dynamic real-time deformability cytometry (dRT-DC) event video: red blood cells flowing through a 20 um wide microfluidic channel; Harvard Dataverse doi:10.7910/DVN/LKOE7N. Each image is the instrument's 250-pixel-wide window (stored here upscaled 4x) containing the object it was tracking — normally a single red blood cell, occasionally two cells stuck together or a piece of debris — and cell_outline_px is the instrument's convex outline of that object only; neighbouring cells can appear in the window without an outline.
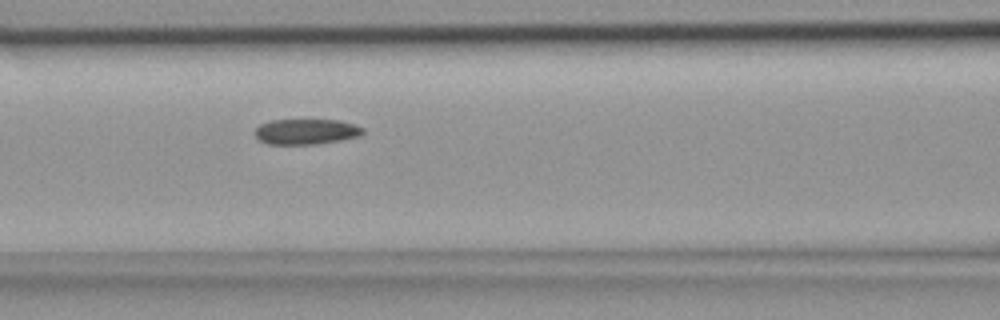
{"species": "common noctule bat (a hibernating species)", "species_latin": "Nyctalus noctula", "temperature_condition": "room temperature", "stored_images_in_passage": 23, "camera_frame_rate_fps": 3000, "um_per_image_px": 0.085, "animal": {"sex": "female", "body_mass_g": 18.4}, "frame": {"image": 1, "passage_image": 6, "time_ms": 1.667, "image_size_px": [1000, 320], "cell_outline_px": [[364, 132], [360, 136], [340, 140], [316, 144], [268, 144], [256, 140], [256, 128], [260, 124], [272, 120], [340, 120], [356, 124], [364, 128]], "centroid_in_image_um": [26.04, 11.19], "position_along_channel_um": 140.6, "area_um2": 16.13}}
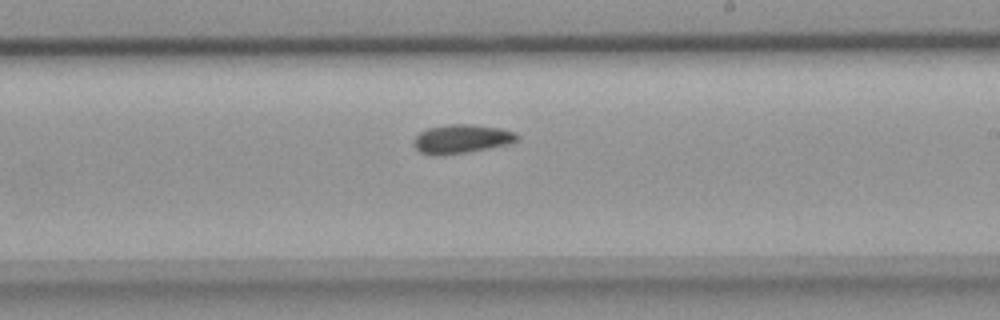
{"frame": {"image": 2, "passage_image": 13, "time_ms": 4.0, "image_size_px": [1000, 320], "cell_outline_px": [[520, 136], [516, 140], [508, 144], [468, 152], [444, 156], [432, 156], [420, 152], [412, 144], [412, 140], [420, 132], [428, 128], [448, 124], [472, 124], [500, 128], [516, 132]], "centroid_in_image_um": [39.19, 11.82], "position_along_channel_um": 249.8, "area_um2": 17.63}}
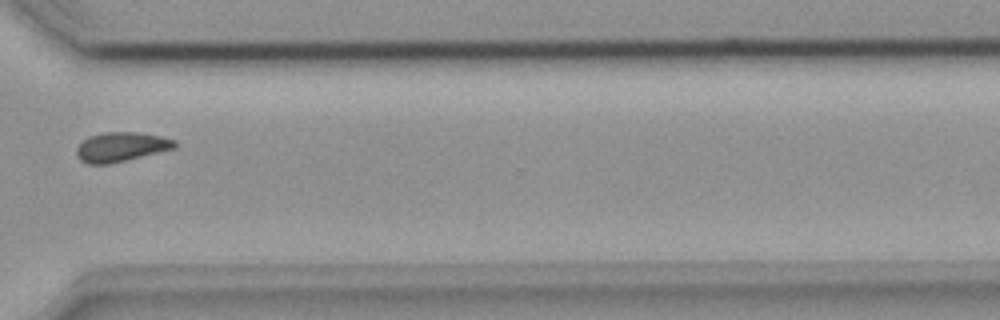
{"frame": {"image": 3, "passage_image": 20, "time_ms": 6.333, "image_size_px": [1000, 320], "cell_outline_px": [[176, 148], [108, 164], [88, 164], [80, 160], [76, 156], [76, 148], [88, 136], [104, 132], [136, 132], [160, 136], [176, 140]], "centroid_in_image_um": [10.27, 12.48], "position_along_channel_um": 360.3, "area_um2": 16.76}}